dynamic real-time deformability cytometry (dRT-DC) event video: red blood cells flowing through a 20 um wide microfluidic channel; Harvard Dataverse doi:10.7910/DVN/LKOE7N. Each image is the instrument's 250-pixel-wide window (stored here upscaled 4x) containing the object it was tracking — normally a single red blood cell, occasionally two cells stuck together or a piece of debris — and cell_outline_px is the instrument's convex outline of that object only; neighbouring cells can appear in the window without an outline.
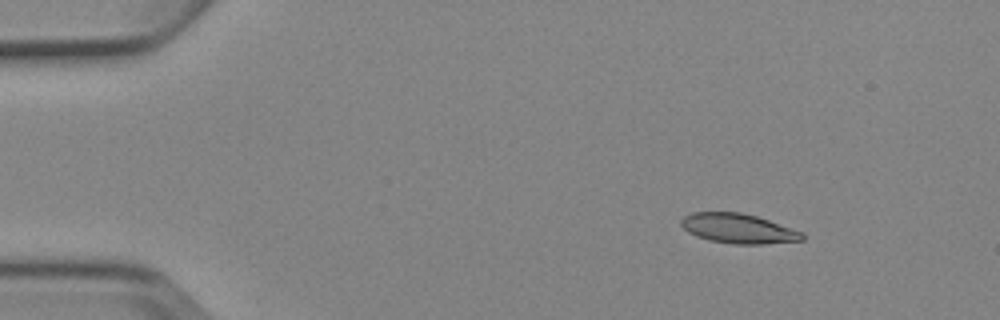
{"species": "Egyptian fruit bat (a non-hibernating species)", "species_latin": "Rousettus aegyptiacus", "temperature_condition": "cold", "stored_images_in_passage": 4, "camera_frame_rate_fps": 3000, "um_per_image_px": 0.085, "animal": {"sex": "female"}, "frame": {"image": 1, "passage_image": 2, "time_ms": 1.0, "image_size_px": [1000, 320], "cell_outline_px": [[804, 240], [764, 244], [732, 244], [708, 240], [696, 236], [688, 232], [680, 224], [680, 220], [684, 216], [692, 212], [740, 212], [756, 216], [804, 232]], "centroid_in_image_um": [62.74, 19.43], "position_along_channel_um": 22.3, "area_um2": 21.04}}